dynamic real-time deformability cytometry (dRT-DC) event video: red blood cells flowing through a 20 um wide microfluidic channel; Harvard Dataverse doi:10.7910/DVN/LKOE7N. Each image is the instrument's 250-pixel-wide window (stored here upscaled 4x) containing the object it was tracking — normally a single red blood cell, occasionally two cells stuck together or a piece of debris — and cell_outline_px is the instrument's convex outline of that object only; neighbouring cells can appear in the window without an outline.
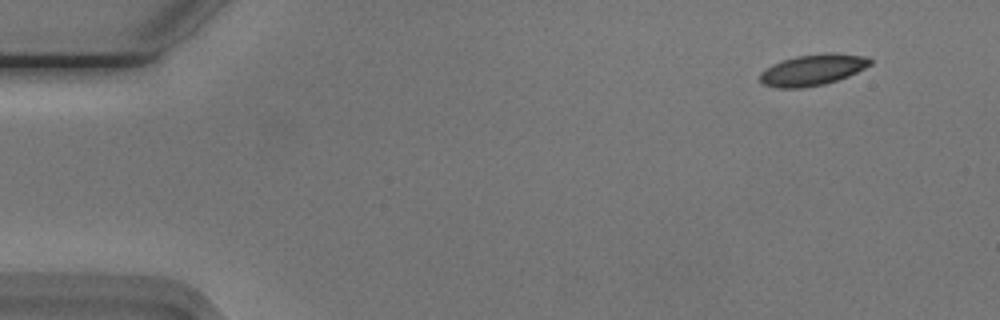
{"species": "Egyptian fruit bat (a non-hibernating species)", "species_latin": "Rousettus aegyptiacus", "temperature_condition": "cold", "stored_images_in_passage": 51, "camera_frame_rate_fps": 3000, "um_per_image_px": 0.085, "animal": {"sex": "male"}, "frame": {"image": 1, "passage_image": 1, "time_ms": 0.0, "image_size_px": [1000, 320], "cell_outline_px": [[872, 64], [848, 76], [824, 84], [804, 88], [776, 88], [760, 84], [760, 72], [764, 68], [772, 64], [796, 56], [828, 52], [832, 52], [868, 56], [872, 60]], "centroid_in_image_um": [69.06, 5.94], "position_along_channel_um": 15.9, "area_um2": 20.23}}
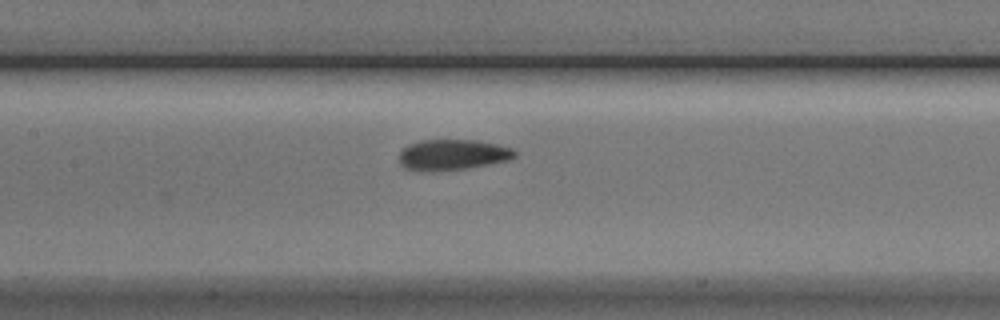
{"frame": {"image": 2, "passage_image": 22, "time_ms": 7.0, "image_size_px": [1000, 320], "cell_outline_px": [[516, 156], [508, 160], [492, 164], [468, 168], [440, 172], [420, 172], [404, 168], [400, 164], [400, 152], [408, 144], [420, 140], [476, 140], [496, 144], [512, 148], [516, 152]], "centroid_in_image_um": [38.44, 13.18], "position_along_channel_um": 169.0, "area_um2": 21.1}}
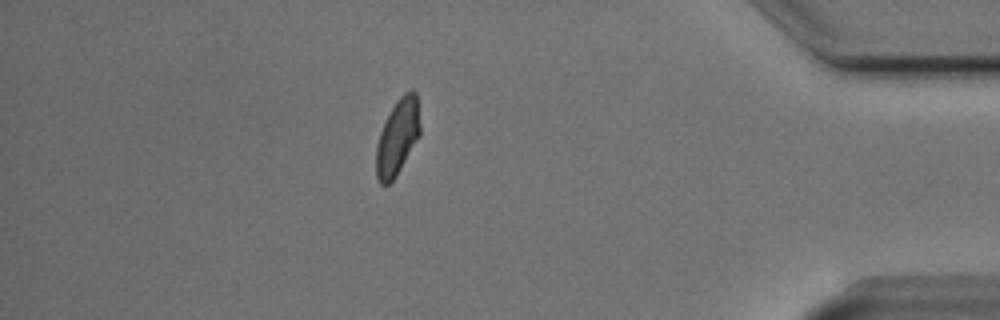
{"frame": {"image": 3, "passage_image": 44, "time_ms": 14.333, "image_size_px": [1000, 320], "cell_outline_px": [[420, 136], [396, 176], [388, 184], [380, 184], [376, 176], [376, 144], [380, 132], [396, 100], [404, 92], [412, 88], [416, 92], [420, 124]], "centroid_in_image_um": [33.8, 11.64], "position_along_channel_um": 401.4, "area_um2": 19.42}, "authors_computed_cell_mechanics": {"area_um2": 20.2878, "velocity_mm_per_s": 3.7349, "shape_relaxation_time_tau1_ms": 5.3814, "shape_relaxation_time_tau2_ms": 1.5775, "deformation_change_tau1": 0.1391, "deformation_change_tau2": 0.0643}}